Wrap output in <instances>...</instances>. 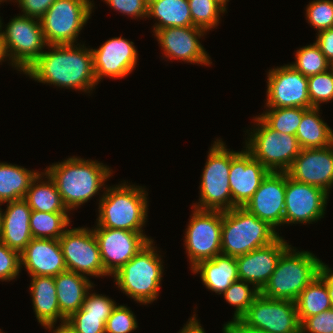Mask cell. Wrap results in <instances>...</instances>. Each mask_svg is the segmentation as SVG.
<instances>
[{
    "label": "cell",
    "mask_w": 333,
    "mask_h": 333,
    "mask_svg": "<svg viewBox=\"0 0 333 333\" xmlns=\"http://www.w3.org/2000/svg\"><path fill=\"white\" fill-rule=\"evenodd\" d=\"M48 48L24 74L37 82L88 93L97 86L91 48L79 43Z\"/></svg>",
    "instance_id": "obj_1"
},
{
    "label": "cell",
    "mask_w": 333,
    "mask_h": 333,
    "mask_svg": "<svg viewBox=\"0 0 333 333\" xmlns=\"http://www.w3.org/2000/svg\"><path fill=\"white\" fill-rule=\"evenodd\" d=\"M69 211L88 202L105 187L112 170L95 160L70 157L46 167Z\"/></svg>",
    "instance_id": "obj_2"
},
{
    "label": "cell",
    "mask_w": 333,
    "mask_h": 333,
    "mask_svg": "<svg viewBox=\"0 0 333 333\" xmlns=\"http://www.w3.org/2000/svg\"><path fill=\"white\" fill-rule=\"evenodd\" d=\"M128 185L124 182L104 188L95 228L143 232L148 216V193L142 186Z\"/></svg>",
    "instance_id": "obj_3"
},
{
    "label": "cell",
    "mask_w": 333,
    "mask_h": 333,
    "mask_svg": "<svg viewBox=\"0 0 333 333\" xmlns=\"http://www.w3.org/2000/svg\"><path fill=\"white\" fill-rule=\"evenodd\" d=\"M290 246L280 257L277 266L260 294L269 299L295 302L301 291L321 273L323 262L308 251Z\"/></svg>",
    "instance_id": "obj_4"
},
{
    "label": "cell",
    "mask_w": 333,
    "mask_h": 333,
    "mask_svg": "<svg viewBox=\"0 0 333 333\" xmlns=\"http://www.w3.org/2000/svg\"><path fill=\"white\" fill-rule=\"evenodd\" d=\"M279 233L266 221L247 211L234 207L223 211L221 229V254L239 257L252 250L267 246Z\"/></svg>",
    "instance_id": "obj_5"
},
{
    "label": "cell",
    "mask_w": 333,
    "mask_h": 333,
    "mask_svg": "<svg viewBox=\"0 0 333 333\" xmlns=\"http://www.w3.org/2000/svg\"><path fill=\"white\" fill-rule=\"evenodd\" d=\"M153 245L152 239L112 275L123 293L144 305L157 299L163 276L161 255Z\"/></svg>",
    "instance_id": "obj_6"
},
{
    "label": "cell",
    "mask_w": 333,
    "mask_h": 333,
    "mask_svg": "<svg viewBox=\"0 0 333 333\" xmlns=\"http://www.w3.org/2000/svg\"><path fill=\"white\" fill-rule=\"evenodd\" d=\"M0 31V58L11 60V66L23 73L41 56L48 46L41 21L26 15L15 16Z\"/></svg>",
    "instance_id": "obj_7"
},
{
    "label": "cell",
    "mask_w": 333,
    "mask_h": 333,
    "mask_svg": "<svg viewBox=\"0 0 333 333\" xmlns=\"http://www.w3.org/2000/svg\"><path fill=\"white\" fill-rule=\"evenodd\" d=\"M200 184V201L192 208L226 211L233 208L229 185L231 160L239 153L228 150L222 140L214 141L209 149Z\"/></svg>",
    "instance_id": "obj_8"
},
{
    "label": "cell",
    "mask_w": 333,
    "mask_h": 333,
    "mask_svg": "<svg viewBox=\"0 0 333 333\" xmlns=\"http://www.w3.org/2000/svg\"><path fill=\"white\" fill-rule=\"evenodd\" d=\"M254 121L257 128L245 140L246 150L269 171L286 172L301 150L297 137L270 128L259 116Z\"/></svg>",
    "instance_id": "obj_9"
},
{
    "label": "cell",
    "mask_w": 333,
    "mask_h": 333,
    "mask_svg": "<svg viewBox=\"0 0 333 333\" xmlns=\"http://www.w3.org/2000/svg\"><path fill=\"white\" fill-rule=\"evenodd\" d=\"M93 7L90 0H56L40 19L47 44H74Z\"/></svg>",
    "instance_id": "obj_10"
},
{
    "label": "cell",
    "mask_w": 333,
    "mask_h": 333,
    "mask_svg": "<svg viewBox=\"0 0 333 333\" xmlns=\"http://www.w3.org/2000/svg\"><path fill=\"white\" fill-rule=\"evenodd\" d=\"M184 244L191 268L200 261L213 259L221 254V229L223 211L194 208Z\"/></svg>",
    "instance_id": "obj_11"
},
{
    "label": "cell",
    "mask_w": 333,
    "mask_h": 333,
    "mask_svg": "<svg viewBox=\"0 0 333 333\" xmlns=\"http://www.w3.org/2000/svg\"><path fill=\"white\" fill-rule=\"evenodd\" d=\"M59 243L67 271L84 276H110L102 264L93 228L67 229L59 238Z\"/></svg>",
    "instance_id": "obj_12"
},
{
    "label": "cell",
    "mask_w": 333,
    "mask_h": 333,
    "mask_svg": "<svg viewBox=\"0 0 333 333\" xmlns=\"http://www.w3.org/2000/svg\"><path fill=\"white\" fill-rule=\"evenodd\" d=\"M241 319L268 333H301L296 304L259 294Z\"/></svg>",
    "instance_id": "obj_13"
},
{
    "label": "cell",
    "mask_w": 333,
    "mask_h": 333,
    "mask_svg": "<svg viewBox=\"0 0 333 333\" xmlns=\"http://www.w3.org/2000/svg\"><path fill=\"white\" fill-rule=\"evenodd\" d=\"M101 261L111 276L127 264L150 240L143 232L94 228Z\"/></svg>",
    "instance_id": "obj_14"
},
{
    "label": "cell",
    "mask_w": 333,
    "mask_h": 333,
    "mask_svg": "<svg viewBox=\"0 0 333 333\" xmlns=\"http://www.w3.org/2000/svg\"><path fill=\"white\" fill-rule=\"evenodd\" d=\"M266 106L273 108H311L308 77L287 64L269 70Z\"/></svg>",
    "instance_id": "obj_15"
},
{
    "label": "cell",
    "mask_w": 333,
    "mask_h": 333,
    "mask_svg": "<svg viewBox=\"0 0 333 333\" xmlns=\"http://www.w3.org/2000/svg\"><path fill=\"white\" fill-rule=\"evenodd\" d=\"M329 194L323 189L293 180L286 172L284 224L318 221L323 218Z\"/></svg>",
    "instance_id": "obj_16"
},
{
    "label": "cell",
    "mask_w": 333,
    "mask_h": 333,
    "mask_svg": "<svg viewBox=\"0 0 333 333\" xmlns=\"http://www.w3.org/2000/svg\"><path fill=\"white\" fill-rule=\"evenodd\" d=\"M205 32L208 31L197 26L167 27L157 30L154 35L166 58L208 66L211 59L198 40Z\"/></svg>",
    "instance_id": "obj_17"
},
{
    "label": "cell",
    "mask_w": 333,
    "mask_h": 333,
    "mask_svg": "<svg viewBox=\"0 0 333 333\" xmlns=\"http://www.w3.org/2000/svg\"><path fill=\"white\" fill-rule=\"evenodd\" d=\"M286 172L270 171L243 206L276 230L284 224Z\"/></svg>",
    "instance_id": "obj_18"
},
{
    "label": "cell",
    "mask_w": 333,
    "mask_h": 333,
    "mask_svg": "<svg viewBox=\"0 0 333 333\" xmlns=\"http://www.w3.org/2000/svg\"><path fill=\"white\" fill-rule=\"evenodd\" d=\"M91 50L97 82L104 76L112 79L124 78L137 64L138 52L134 43L121 36L111 38L98 49Z\"/></svg>",
    "instance_id": "obj_19"
},
{
    "label": "cell",
    "mask_w": 333,
    "mask_h": 333,
    "mask_svg": "<svg viewBox=\"0 0 333 333\" xmlns=\"http://www.w3.org/2000/svg\"><path fill=\"white\" fill-rule=\"evenodd\" d=\"M286 172L293 180L317 186L329 194L333 186V144L301 149Z\"/></svg>",
    "instance_id": "obj_20"
},
{
    "label": "cell",
    "mask_w": 333,
    "mask_h": 333,
    "mask_svg": "<svg viewBox=\"0 0 333 333\" xmlns=\"http://www.w3.org/2000/svg\"><path fill=\"white\" fill-rule=\"evenodd\" d=\"M279 236L271 244L236 257L239 279L261 291L274 272L281 255L290 247Z\"/></svg>",
    "instance_id": "obj_21"
},
{
    "label": "cell",
    "mask_w": 333,
    "mask_h": 333,
    "mask_svg": "<svg viewBox=\"0 0 333 333\" xmlns=\"http://www.w3.org/2000/svg\"><path fill=\"white\" fill-rule=\"evenodd\" d=\"M270 171L245 149L231 160L229 185L233 208L243 207Z\"/></svg>",
    "instance_id": "obj_22"
},
{
    "label": "cell",
    "mask_w": 333,
    "mask_h": 333,
    "mask_svg": "<svg viewBox=\"0 0 333 333\" xmlns=\"http://www.w3.org/2000/svg\"><path fill=\"white\" fill-rule=\"evenodd\" d=\"M30 276H51L67 271L59 240L32 238L20 253V267Z\"/></svg>",
    "instance_id": "obj_23"
},
{
    "label": "cell",
    "mask_w": 333,
    "mask_h": 333,
    "mask_svg": "<svg viewBox=\"0 0 333 333\" xmlns=\"http://www.w3.org/2000/svg\"><path fill=\"white\" fill-rule=\"evenodd\" d=\"M1 211L0 241L21 253L32 240L30 231L31 208L24 199L7 202Z\"/></svg>",
    "instance_id": "obj_24"
},
{
    "label": "cell",
    "mask_w": 333,
    "mask_h": 333,
    "mask_svg": "<svg viewBox=\"0 0 333 333\" xmlns=\"http://www.w3.org/2000/svg\"><path fill=\"white\" fill-rule=\"evenodd\" d=\"M32 281L30 293L32 296L33 310L38 322L49 329L55 328L58 319L61 322L67 319L61 314L56 296V285L54 277L51 276H30Z\"/></svg>",
    "instance_id": "obj_25"
},
{
    "label": "cell",
    "mask_w": 333,
    "mask_h": 333,
    "mask_svg": "<svg viewBox=\"0 0 333 333\" xmlns=\"http://www.w3.org/2000/svg\"><path fill=\"white\" fill-rule=\"evenodd\" d=\"M54 281L60 312L68 319L82 307L87 293L94 285L88 277L71 271L59 273Z\"/></svg>",
    "instance_id": "obj_26"
},
{
    "label": "cell",
    "mask_w": 333,
    "mask_h": 333,
    "mask_svg": "<svg viewBox=\"0 0 333 333\" xmlns=\"http://www.w3.org/2000/svg\"><path fill=\"white\" fill-rule=\"evenodd\" d=\"M199 272L203 284L208 290L222 294L234 281L239 279L236 258L217 255L213 259L200 261L192 269Z\"/></svg>",
    "instance_id": "obj_27"
},
{
    "label": "cell",
    "mask_w": 333,
    "mask_h": 333,
    "mask_svg": "<svg viewBox=\"0 0 333 333\" xmlns=\"http://www.w3.org/2000/svg\"><path fill=\"white\" fill-rule=\"evenodd\" d=\"M295 304L300 324L307 317L332 308L328 291V275L323 270L301 291Z\"/></svg>",
    "instance_id": "obj_28"
},
{
    "label": "cell",
    "mask_w": 333,
    "mask_h": 333,
    "mask_svg": "<svg viewBox=\"0 0 333 333\" xmlns=\"http://www.w3.org/2000/svg\"><path fill=\"white\" fill-rule=\"evenodd\" d=\"M149 17L159 21L152 26L154 33L167 27L194 26L188 0H148Z\"/></svg>",
    "instance_id": "obj_29"
},
{
    "label": "cell",
    "mask_w": 333,
    "mask_h": 333,
    "mask_svg": "<svg viewBox=\"0 0 333 333\" xmlns=\"http://www.w3.org/2000/svg\"><path fill=\"white\" fill-rule=\"evenodd\" d=\"M44 176H46L45 178L48 181H42V177L44 178ZM23 199L27 202L31 210L34 211L50 213L69 212L58 192L55 182L45 172H40L31 182Z\"/></svg>",
    "instance_id": "obj_30"
},
{
    "label": "cell",
    "mask_w": 333,
    "mask_h": 333,
    "mask_svg": "<svg viewBox=\"0 0 333 333\" xmlns=\"http://www.w3.org/2000/svg\"><path fill=\"white\" fill-rule=\"evenodd\" d=\"M320 108H310L302 116L296 137L301 149L324 148L333 144V130L320 118Z\"/></svg>",
    "instance_id": "obj_31"
},
{
    "label": "cell",
    "mask_w": 333,
    "mask_h": 333,
    "mask_svg": "<svg viewBox=\"0 0 333 333\" xmlns=\"http://www.w3.org/2000/svg\"><path fill=\"white\" fill-rule=\"evenodd\" d=\"M39 174L16 164L0 163V202L23 199L31 182Z\"/></svg>",
    "instance_id": "obj_32"
},
{
    "label": "cell",
    "mask_w": 333,
    "mask_h": 333,
    "mask_svg": "<svg viewBox=\"0 0 333 333\" xmlns=\"http://www.w3.org/2000/svg\"><path fill=\"white\" fill-rule=\"evenodd\" d=\"M69 212H40L32 210L30 216V231L33 238L54 239L59 238L70 224Z\"/></svg>",
    "instance_id": "obj_33"
},
{
    "label": "cell",
    "mask_w": 333,
    "mask_h": 333,
    "mask_svg": "<svg viewBox=\"0 0 333 333\" xmlns=\"http://www.w3.org/2000/svg\"><path fill=\"white\" fill-rule=\"evenodd\" d=\"M259 117L272 129L296 135L303 114L308 110L300 107L273 108L266 107Z\"/></svg>",
    "instance_id": "obj_34"
},
{
    "label": "cell",
    "mask_w": 333,
    "mask_h": 333,
    "mask_svg": "<svg viewBox=\"0 0 333 333\" xmlns=\"http://www.w3.org/2000/svg\"><path fill=\"white\" fill-rule=\"evenodd\" d=\"M295 59L290 65L306 77L325 72L332 66L315 42L298 49Z\"/></svg>",
    "instance_id": "obj_35"
},
{
    "label": "cell",
    "mask_w": 333,
    "mask_h": 333,
    "mask_svg": "<svg viewBox=\"0 0 333 333\" xmlns=\"http://www.w3.org/2000/svg\"><path fill=\"white\" fill-rule=\"evenodd\" d=\"M249 282L240 279L234 281L222 294L226 302L236 307L233 319H240L247 311L254 299L260 294Z\"/></svg>",
    "instance_id": "obj_36"
},
{
    "label": "cell",
    "mask_w": 333,
    "mask_h": 333,
    "mask_svg": "<svg viewBox=\"0 0 333 333\" xmlns=\"http://www.w3.org/2000/svg\"><path fill=\"white\" fill-rule=\"evenodd\" d=\"M192 23L205 31L214 29L220 20V13L225 9L215 0H188Z\"/></svg>",
    "instance_id": "obj_37"
},
{
    "label": "cell",
    "mask_w": 333,
    "mask_h": 333,
    "mask_svg": "<svg viewBox=\"0 0 333 333\" xmlns=\"http://www.w3.org/2000/svg\"><path fill=\"white\" fill-rule=\"evenodd\" d=\"M308 95L311 108L333 100V68L308 77Z\"/></svg>",
    "instance_id": "obj_38"
},
{
    "label": "cell",
    "mask_w": 333,
    "mask_h": 333,
    "mask_svg": "<svg viewBox=\"0 0 333 333\" xmlns=\"http://www.w3.org/2000/svg\"><path fill=\"white\" fill-rule=\"evenodd\" d=\"M306 19L318 32L333 28V0H313L306 7Z\"/></svg>",
    "instance_id": "obj_39"
},
{
    "label": "cell",
    "mask_w": 333,
    "mask_h": 333,
    "mask_svg": "<svg viewBox=\"0 0 333 333\" xmlns=\"http://www.w3.org/2000/svg\"><path fill=\"white\" fill-rule=\"evenodd\" d=\"M137 327L133 312L125 305H116L107 319L105 333H130Z\"/></svg>",
    "instance_id": "obj_40"
},
{
    "label": "cell",
    "mask_w": 333,
    "mask_h": 333,
    "mask_svg": "<svg viewBox=\"0 0 333 333\" xmlns=\"http://www.w3.org/2000/svg\"><path fill=\"white\" fill-rule=\"evenodd\" d=\"M109 316L88 315L82 308L73 313L66 321L78 333H105V325Z\"/></svg>",
    "instance_id": "obj_41"
},
{
    "label": "cell",
    "mask_w": 333,
    "mask_h": 333,
    "mask_svg": "<svg viewBox=\"0 0 333 333\" xmlns=\"http://www.w3.org/2000/svg\"><path fill=\"white\" fill-rule=\"evenodd\" d=\"M20 269V253L0 241V280H14Z\"/></svg>",
    "instance_id": "obj_42"
},
{
    "label": "cell",
    "mask_w": 333,
    "mask_h": 333,
    "mask_svg": "<svg viewBox=\"0 0 333 333\" xmlns=\"http://www.w3.org/2000/svg\"><path fill=\"white\" fill-rule=\"evenodd\" d=\"M301 333H333V308L307 317L300 324Z\"/></svg>",
    "instance_id": "obj_43"
},
{
    "label": "cell",
    "mask_w": 333,
    "mask_h": 333,
    "mask_svg": "<svg viewBox=\"0 0 333 333\" xmlns=\"http://www.w3.org/2000/svg\"><path fill=\"white\" fill-rule=\"evenodd\" d=\"M117 305L113 299L108 296L96 293H87L82 309L88 313V315L95 316H110L112 310Z\"/></svg>",
    "instance_id": "obj_44"
},
{
    "label": "cell",
    "mask_w": 333,
    "mask_h": 333,
    "mask_svg": "<svg viewBox=\"0 0 333 333\" xmlns=\"http://www.w3.org/2000/svg\"><path fill=\"white\" fill-rule=\"evenodd\" d=\"M112 9L132 18H146L148 15V0H104Z\"/></svg>",
    "instance_id": "obj_45"
},
{
    "label": "cell",
    "mask_w": 333,
    "mask_h": 333,
    "mask_svg": "<svg viewBox=\"0 0 333 333\" xmlns=\"http://www.w3.org/2000/svg\"><path fill=\"white\" fill-rule=\"evenodd\" d=\"M55 1L56 0H16L15 2L19 3L18 6L22 9L23 15L40 20Z\"/></svg>",
    "instance_id": "obj_46"
},
{
    "label": "cell",
    "mask_w": 333,
    "mask_h": 333,
    "mask_svg": "<svg viewBox=\"0 0 333 333\" xmlns=\"http://www.w3.org/2000/svg\"><path fill=\"white\" fill-rule=\"evenodd\" d=\"M326 59L333 64V28L319 31L315 42Z\"/></svg>",
    "instance_id": "obj_47"
},
{
    "label": "cell",
    "mask_w": 333,
    "mask_h": 333,
    "mask_svg": "<svg viewBox=\"0 0 333 333\" xmlns=\"http://www.w3.org/2000/svg\"><path fill=\"white\" fill-rule=\"evenodd\" d=\"M223 333H268L256 327L247 325L241 318L233 319L224 324Z\"/></svg>",
    "instance_id": "obj_48"
},
{
    "label": "cell",
    "mask_w": 333,
    "mask_h": 333,
    "mask_svg": "<svg viewBox=\"0 0 333 333\" xmlns=\"http://www.w3.org/2000/svg\"><path fill=\"white\" fill-rule=\"evenodd\" d=\"M179 333H206L194 314Z\"/></svg>",
    "instance_id": "obj_49"
},
{
    "label": "cell",
    "mask_w": 333,
    "mask_h": 333,
    "mask_svg": "<svg viewBox=\"0 0 333 333\" xmlns=\"http://www.w3.org/2000/svg\"><path fill=\"white\" fill-rule=\"evenodd\" d=\"M322 270L328 275V291L330 295L331 306L333 308V271L325 263H323Z\"/></svg>",
    "instance_id": "obj_50"
},
{
    "label": "cell",
    "mask_w": 333,
    "mask_h": 333,
    "mask_svg": "<svg viewBox=\"0 0 333 333\" xmlns=\"http://www.w3.org/2000/svg\"><path fill=\"white\" fill-rule=\"evenodd\" d=\"M52 333H78L68 321L61 322Z\"/></svg>",
    "instance_id": "obj_51"
},
{
    "label": "cell",
    "mask_w": 333,
    "mask_h": 333,
    "mask_svg": "<svg viewBox=\"0 0 333 333\" xmlns=\"http://www.w3.org/2000/svg\"><path fill=\"white\" fill-rule=\"evenodd\" d=\"M218 4H220L226 10V4L229 0H215Z\"/></svg>",
    "instance_id": "obj_52"
},
{
    "label": "cell",
    "mask_w": 333,
    "mask_h": 333,
    "mask_svg": "<svg viewBox=\"0 0 333 333\" xmlns=\"http://www.w3.org/2000/svg\"><path fill=\"white\" fill-rule=\"evenodd\" d=\"M2 203L0 202V205H1ZM1 211H2V209L0 208V227H1Z\"/></svg>",
    "instance_id": "obj_53"
}]
</instances>
